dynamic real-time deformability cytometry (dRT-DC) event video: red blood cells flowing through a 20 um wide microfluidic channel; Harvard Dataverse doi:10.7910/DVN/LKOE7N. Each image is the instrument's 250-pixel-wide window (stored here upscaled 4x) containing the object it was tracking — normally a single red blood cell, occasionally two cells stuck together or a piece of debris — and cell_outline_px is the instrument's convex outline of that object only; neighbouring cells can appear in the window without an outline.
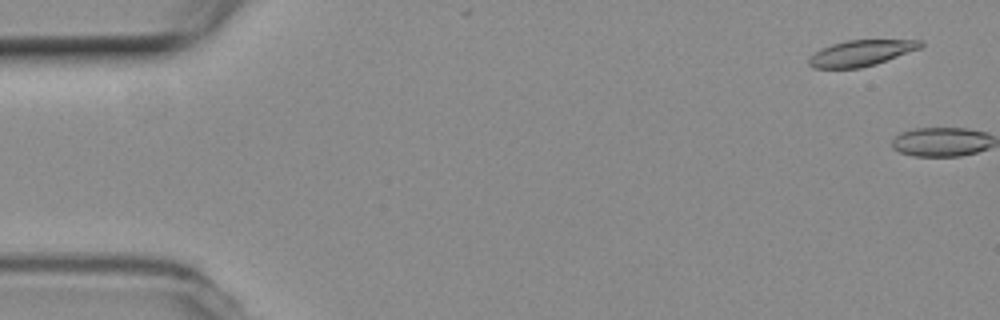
{"species": "common noctule bat (a hibernating species)", "species_latin": "Nyctalus noctula", "temperature_condition": "room temperature", "stored_images_in_passage": 4, "camera_frame_rate_fps": 3000, "um_per_image_px": 0.085, "animal": {"sex": "female", "body_mass_g": 19.3, "forearm_length_mm": 54.1}, "frame": {"image": 1, "passage_image": 3, "time_ms": 0.667, "image_size_px": [1000, 320], "cell_outline_px": [[924, 44], [920, 48], [876, 64], [860, 68], [812, 68], [808, 64], [808, 56], [820, 48], [832, 44], [848, 40], [924, 40]], "centroid_in_image_um": [73.15, 4.51], "position_along_channel_um": 11.8, "area_um2": 16.94}}